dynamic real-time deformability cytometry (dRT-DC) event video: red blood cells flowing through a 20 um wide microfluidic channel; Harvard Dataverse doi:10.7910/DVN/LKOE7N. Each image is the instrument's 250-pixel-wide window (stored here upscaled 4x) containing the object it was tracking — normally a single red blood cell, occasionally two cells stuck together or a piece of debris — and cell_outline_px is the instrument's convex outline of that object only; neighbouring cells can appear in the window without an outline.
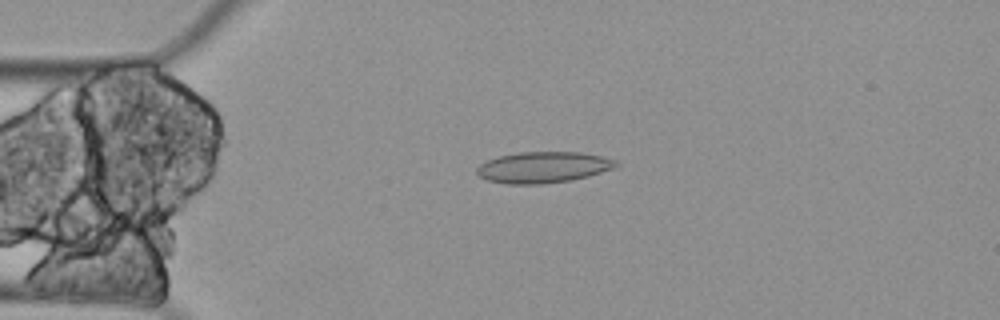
{"species": "Egyptian fruit bat (a non-hibernating species)", "species_latin": "Rousettus aegyptiacus", "temperature_condition": "cold", "stored_images_in_passage": 3, "camera_frame_rate_fps": 3000, "um_per_image_px": 0.085, "animal": {"sex": "female"}, "frame": {"image": 1, "passage_image": 2, "time_ms": 0.333, "image_size_px": [1000, 320], "cell_outline_px": [[620, 164], [612, 168], [588, 176], [572, 180], [544, 184], [508, 184], [488, 180], [480, 176], [476, 172], [476, 168], [480, 164], [488, 160], [500, 156], [516, 152], [580, 152], [600, 156], [616, 160]], "centroid_in_image_um": [46.16, 14.22], "position_along_channel_um": 38.8, "area_um2": 25.14}}